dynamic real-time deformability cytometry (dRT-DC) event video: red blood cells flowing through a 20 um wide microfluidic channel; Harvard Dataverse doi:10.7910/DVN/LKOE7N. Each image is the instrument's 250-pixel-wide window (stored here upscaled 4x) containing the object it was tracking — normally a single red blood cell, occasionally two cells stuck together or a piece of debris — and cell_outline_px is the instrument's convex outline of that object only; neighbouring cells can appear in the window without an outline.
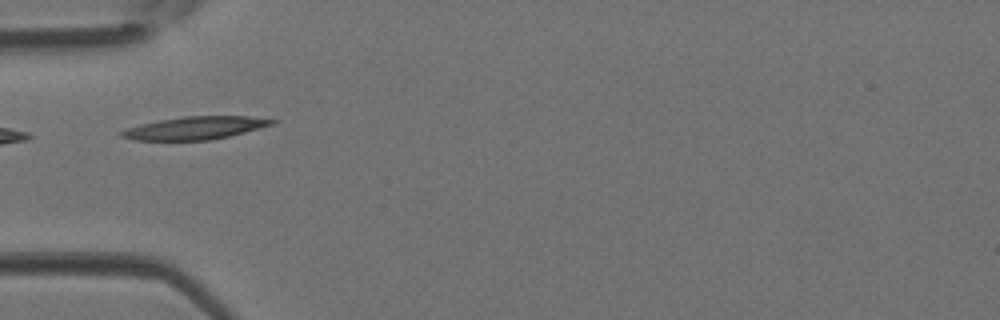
{"species": "Egyptian fruit bat (a non-hibernating species)", "species_latin": "Rousettus aegyptiacus", "temperature_condition": "room temperature", "stored_images_in_passage": 30, "camera_frame_rate_fps": 3000, "um_per_image_px": 0.085, "animal": {"sex": "female"}, "frame": {"image": 1, "passage_image": 1, "time_ms": 0.0, "image_size_px": [1000, 320], "cell_outline_px": [[276, 120], [272, 124], [244, 132], [228, 136], [208, 140], [136, 140], [120, 136], [116, 132], [140, 124], [160, 120], [184, 116], [248, 116]], "centroid_in_image_um": [16.51, 10.88], "position_along_channel_um": 68.5, "area_um2": 19.71}}
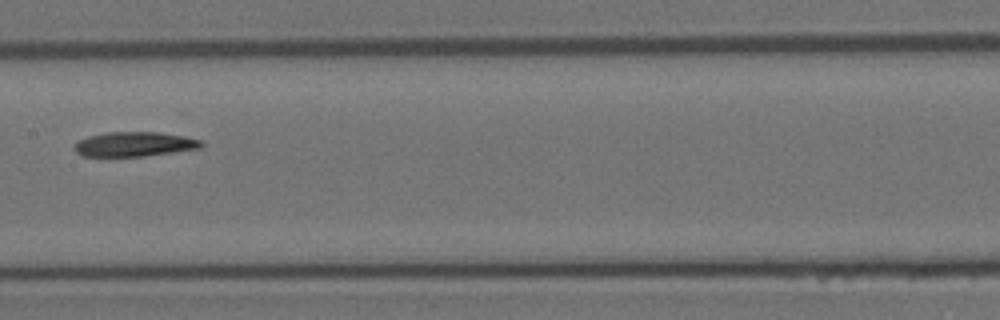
{"frame": {"image": 2, "passage_image": 9, "time_ms": 2.667, "image_size_px": [1000, 320], "cell_outline_px": [[204, 148], [144, 156], [84, 156], [76, 152], [72, 148], [80, 140], [88, 136], [108, 132], [160, 132], [184, 136], [204, 140]], "centroid_in_image_um": [11.5, 12.25], "position_along_channel_um": 195.9, "area_um2": 18.32}}
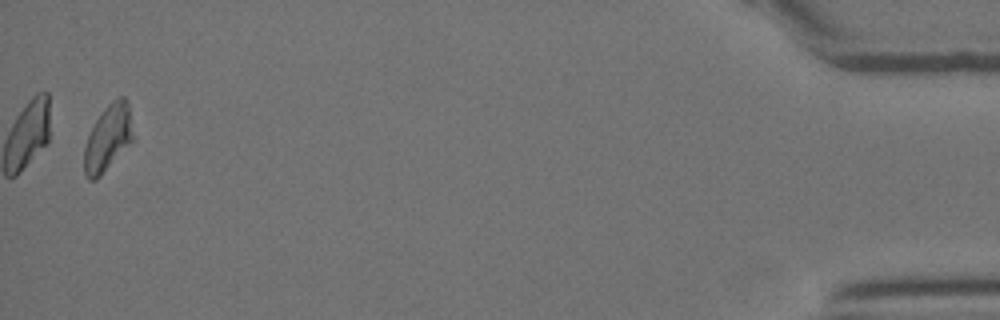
{"frame": {"image": 3, "passage_image": 29, "time_ms": 9.333, "image_size_px": [1000, 320], "cell_outline_px": [[136, 140], [96, 180], [88, 180], [84, 176], [84, 148], [88, 136], [96, 120], [104, 108], [112, 100], [120, 96], [124, 96], [128, 100], [136, 136]], "centroid_in_image_um": [9.24, 11.73], "position_along_channel_um": 426.0, "area_um2": 19.59}}